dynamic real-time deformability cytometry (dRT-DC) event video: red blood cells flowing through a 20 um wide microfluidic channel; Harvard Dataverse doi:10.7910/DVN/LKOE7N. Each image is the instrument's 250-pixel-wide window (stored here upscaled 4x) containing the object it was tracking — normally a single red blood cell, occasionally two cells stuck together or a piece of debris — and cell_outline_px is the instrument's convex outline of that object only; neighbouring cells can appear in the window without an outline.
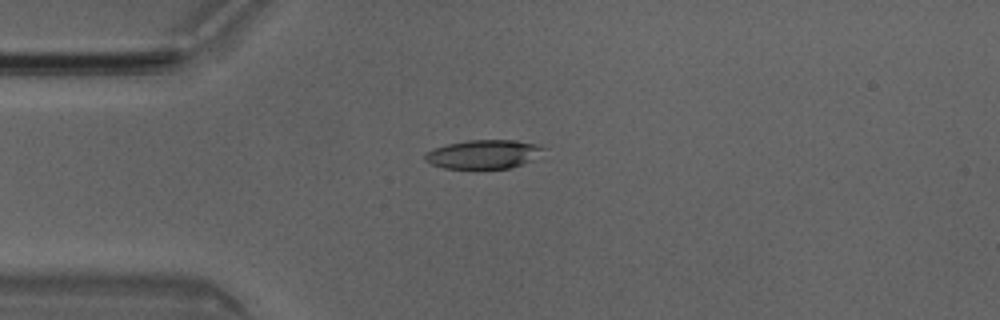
{"species": "Egyptian fruit bat (a non-hibernating species)", "species_latin": "Rousettus aegyptiacus", "temperature_condition": "room temperature", "stored_images_in_passage": 50, "camera_frame_rate_fps": 3000, "um_per_image_px": 0.085, "animal": {"sex": "male"}, "frame": {"image": 1, "passage_image": 12, "time_ms": 3.667, "image_size_px": [1000, 320], "cell_outline_px": [[548, 148], [532, 160], [512, 168], [444, 168], [432, 164], [424, 160], [424, 152], [432, 148], [448, 144], [468, 140], [516, 140], [536, 144]], "centroid_in_image_um": [41.1, 13.1], "position_along_channel_um": 43.9, "area_um2": 20.0}}
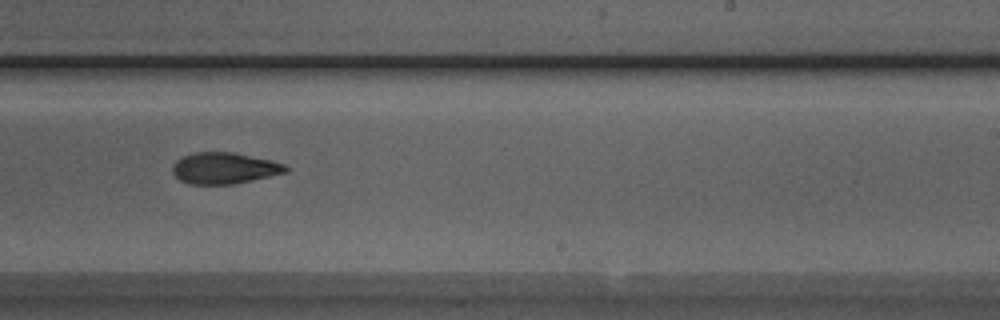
{"frame": {"image": 2, "passage_image": 30, "time_ms": 9.667, "image_size_px": [1000, 320], "cell_outline_px": [[288, 172], [252, 180], [232, 184], [188, 184], [180, 180], [172, 172], [172, 164], [180, 156], [192, 152], [232, 152], [272, 160], [284, 164], [288, 168]], "centroid_in_image_um": [19.03, 14.28], "position_along_channel_um": 270.0, "area_um2": 20.81}}
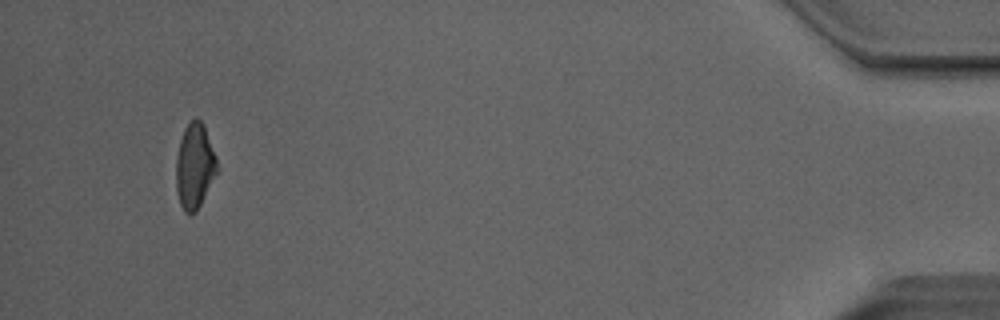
{"frame": {"image": 3, "passage_image": 47, "time_ms": 15.333, "image_size_px": [1000, 320], "cell_outline_px": [[216, 172], [196, 212], [184, 212], [180, 204], [176, 192], [176, 156], [180, 140], [184, 128], [196, 116], [204, 124], [216, 156]], "centroid_in_image_um": [16.51, 14.08], "position_along_channel_um": 418.7, "area_um2": 20.06}, "authors_computed_cell_mechanics": {"area_um2": 21.1548, "velocity_mm_per_s": 4.0586, "shape_relaxation_time_tau1_ms": 10.4106, "shape_relaxation_time_tau2_ms": 2.9381, "deformation_change_tau1": 0.231, "deformation_change_tau2": 0.0987}}